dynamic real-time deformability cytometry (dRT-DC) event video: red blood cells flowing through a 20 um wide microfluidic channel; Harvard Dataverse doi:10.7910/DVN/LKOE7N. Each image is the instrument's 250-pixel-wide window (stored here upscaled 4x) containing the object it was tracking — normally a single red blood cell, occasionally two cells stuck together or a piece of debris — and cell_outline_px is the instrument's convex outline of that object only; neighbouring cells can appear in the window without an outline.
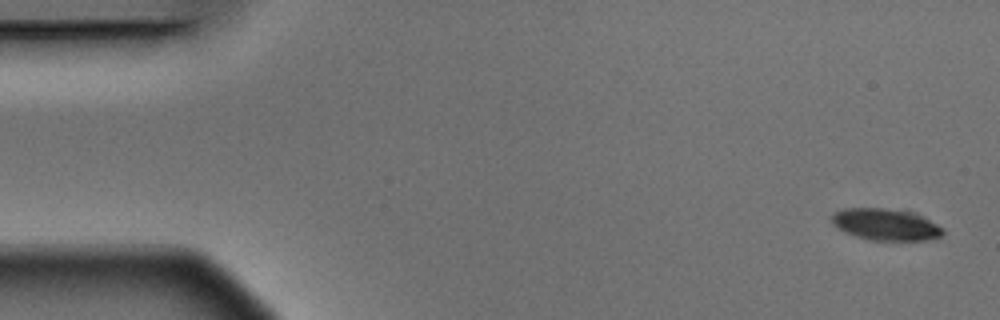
{"species": "Egyptian fruit bat (a non-hibernating species)", "species_latin": "Rousettus aegyptiacus", "temperature_condition": "warm", "stored_images_in_passage": 4, "camera_frame_rate_fps": 3000, "um_per_image_px": 0.085, "animal": {"sex": "male"}, "frame": {"image": 1, "passage_image": 1, "time_ms": 0.0, "image_size_px": [1000, 320], "cell_outline_px": [[944, 232], [940, 236], [932, 240], [868, 240], [844, 232], [832, 224], [832, 216], [836, 212], [844, 208], [884, 208], [908, 212], [920, 216], [944, 228]], "centroid_in_image_um": [75.26, 19.1], "position_along_channel_um": 9.7, "area_um2": 20.29}}